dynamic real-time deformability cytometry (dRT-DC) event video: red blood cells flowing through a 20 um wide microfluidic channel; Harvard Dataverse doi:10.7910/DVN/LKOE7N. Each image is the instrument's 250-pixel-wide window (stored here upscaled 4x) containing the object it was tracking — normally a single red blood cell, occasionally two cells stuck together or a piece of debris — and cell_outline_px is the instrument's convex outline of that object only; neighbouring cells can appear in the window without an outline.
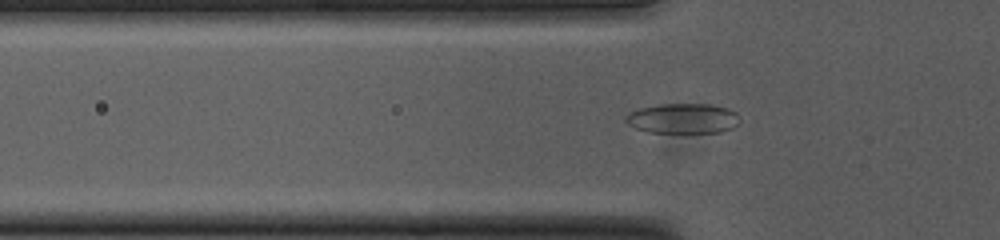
{"species": "common noctule bat (a hibernating species)", "species_latin": "Nyctalus noctula", "temperature_condition": "cold", "stored_images_in_passage": 50, "camera_frame_rate_fps": 3000, "um_per_image_px": 0.085, "animal": {"sex": "female", "body_mass_g": 23.0, "forearm_length_mm": 53.4}, "frame": {"image": 1, "passage_image": 13, "time_ms": 4.0, "image_size_px": [1000, 240], "cell_outline_px": [[740, 120], [732, 128], [720, 132], [648, 132], [636, 128], [628, 124], [624, 120], [624, 116], [628, 112], [640, 108], [664, 104], [712, 104], [728, 108], [736, 112]], "centroid_in_image_um": [58.03, 10.06], "position_along_channel_um": 67.8, "area_um2": 19.94}}
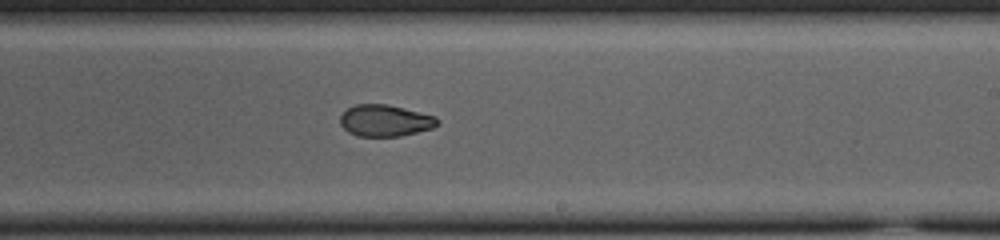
{"frame": {"image": 2, "passage_image": 28, "time_ms": 9.0, "image_size_px": [1000, 240], "cell_outline_px": [[440, 120], [432, 128], [400, 136], [356, 136], [348, 132], [340, 124], [340, 116], [348, 108], [356, 104], [388, 104], [436, 116]], "centroid_in_image_um": [32.72, 10.25], "position_along_channel_um": 256.3, "area_um2": 17.86}}
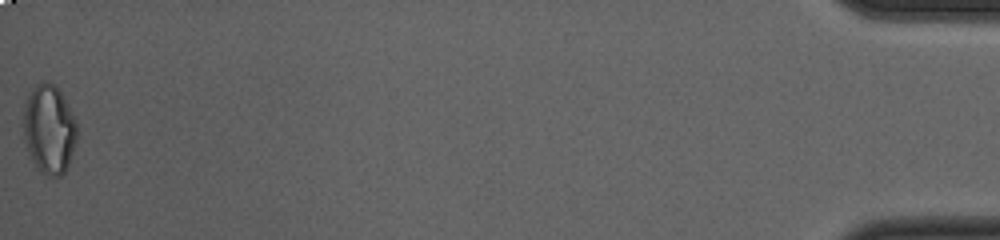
{"frame": {"image": 3, "passage_image": 50, "time_ms": 16.333, "image_size_px": [1000, 240], "cell_outline_px": [[76, 140], [68, 164], [64, 172], [60, 176], [48, 176], [40, 172], [32, 160], [28, 152], [24, 136], [24, 108], [28, 92], [36, 84], [48, 80], [64, 96], [76, 120]], "centroid_in_image_um": [4.17, 10.96], "position_along_channel_um": 431.0, "area_um2": 27.63}, "authors_computed_cell_mechanics": {"area_um2": 19.7387, "velocity_mm_per_s": 3.7669, "shape_relaxation_time_tau1_ms": null, "shape_relaxation_time_tau2_ms": 2.5378, "deformation_change_tau1": null, "deformation_change_tau2": 0.0709}}